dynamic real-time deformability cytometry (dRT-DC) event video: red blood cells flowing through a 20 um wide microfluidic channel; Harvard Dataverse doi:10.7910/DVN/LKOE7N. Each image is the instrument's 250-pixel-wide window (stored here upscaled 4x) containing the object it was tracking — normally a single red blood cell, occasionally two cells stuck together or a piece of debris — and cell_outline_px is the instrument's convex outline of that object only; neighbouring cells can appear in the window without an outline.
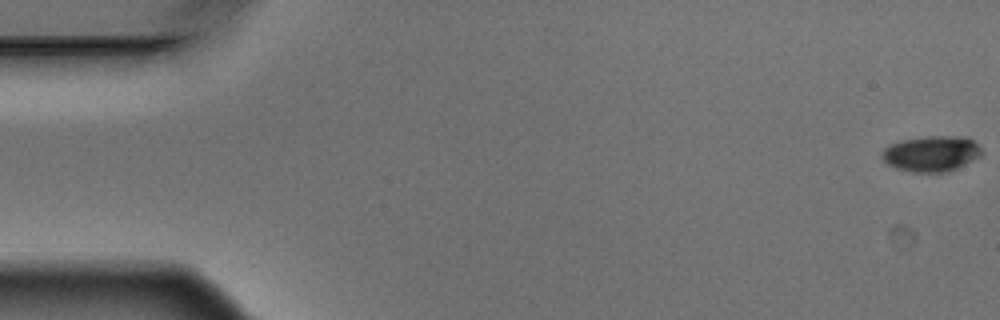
{"species": "Egyptian fruit bat (a non-hibernating species)", "species_latin": "Rousettus aegyptiacus", "temperature_condition": "warm", "stored_images_in_passage": 5, "camera_frame_rate_fps": 3000, "um_per_image_px": 0.085, "animal": {"sex": "male"}, "frame": {"image": 1, "passage_image": 1, "time_ms": 0.0, "image_size_px": [1000, 320], "cell_outline_px": [[984, 152], [980, 156], [948, 172], [912, 172], [896, 168], [888, 164], [880, 156], [884, 148], [900, 140], [928, 136], [968, 136]], "centroid_in_image_um": [79.17, 13.05], "position_along_channel_um": 5.8, "area_um2": 20.69}}